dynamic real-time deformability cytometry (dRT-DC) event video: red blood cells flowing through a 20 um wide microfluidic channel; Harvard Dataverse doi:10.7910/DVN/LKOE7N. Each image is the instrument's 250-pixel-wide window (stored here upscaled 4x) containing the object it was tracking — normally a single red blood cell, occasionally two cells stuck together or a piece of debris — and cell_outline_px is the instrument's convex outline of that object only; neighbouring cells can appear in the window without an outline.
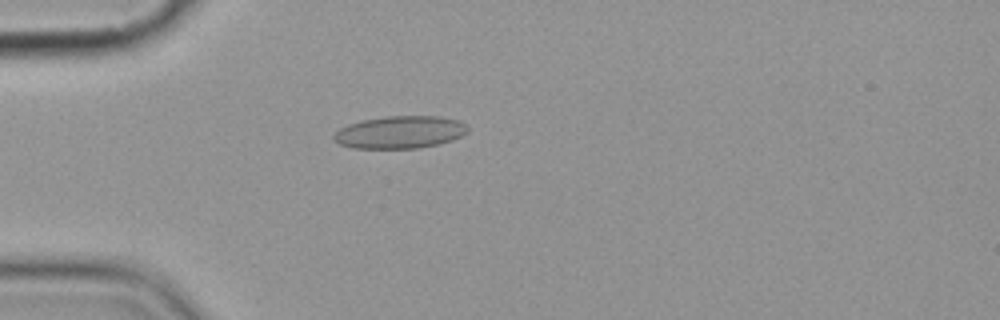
{"species": "common noctule bat (a hibernating species)", "species_latin": "Nyctalus noctula", "temperature_condition": "cold", "stored_images_in_passage": 2, "camera_frame_rate_fps": 3000, "um_per_image_px": 0.085, "animal": {"sex": "female", "body_mass_g": 19.9}, "frame": {"image": 1, "passage_image": 1, "time_ms": 0.0, "image_size_px": [1000, 320], "cell_outline_px": [[468, 132], [452, 140], [440, 144], [420, 148], [352, 148], [340, 144], [332, 140], [332, 136], [340, 128], [348, 124], [360, 120], [384, 116], [440, 116], [460, 120], [468, 128]], "centroid_in_image_um": [33.99, 11.23], "position_along_channel_um": 51.0, "area_um2": 25.61}}